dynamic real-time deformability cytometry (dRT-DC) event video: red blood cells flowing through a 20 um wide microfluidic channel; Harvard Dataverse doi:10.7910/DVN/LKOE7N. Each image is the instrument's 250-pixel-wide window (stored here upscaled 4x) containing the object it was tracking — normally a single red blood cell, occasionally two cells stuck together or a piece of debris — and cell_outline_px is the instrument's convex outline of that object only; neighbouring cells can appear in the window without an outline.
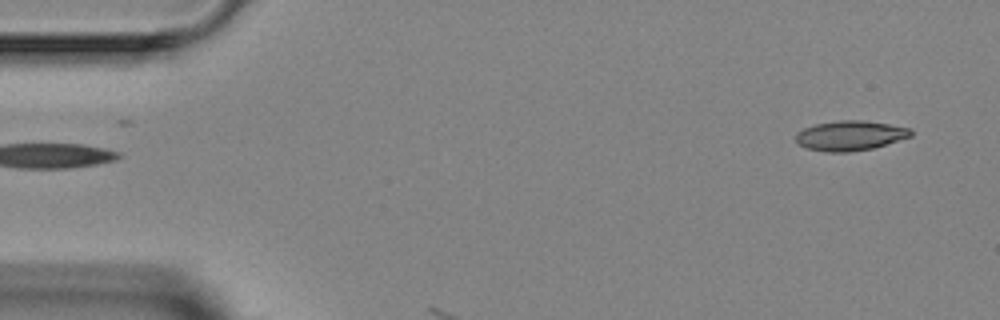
{"species": "Egyptian fruit bat (a non-hibernating species)", "species_latin": "Rousettus aegyptiacus", "temperature_condition": "room temperature", "stored_images_in_passage": 2, "camera_frame_rate_fps": 3000, "um_per_image_px": 0.085, "animal": {"sex": "female"}, "frame": {"image": 1, "passage_image": 2, "time_ms": 1.333, "image_size_px": [1000, 320], "cell_outline_px": [[912, 136], [872, 148], [848, 152], [828, 152], [808, 148], [800, 144], [796, 140], [796, 132], [804, 128], [816, 124], [840, 120], [864, 120], [912, 128]], "centroid_in_image_um": [72.28, 11.52], "position_along_channel_um": 12.7, "area_um2": 19.83}}